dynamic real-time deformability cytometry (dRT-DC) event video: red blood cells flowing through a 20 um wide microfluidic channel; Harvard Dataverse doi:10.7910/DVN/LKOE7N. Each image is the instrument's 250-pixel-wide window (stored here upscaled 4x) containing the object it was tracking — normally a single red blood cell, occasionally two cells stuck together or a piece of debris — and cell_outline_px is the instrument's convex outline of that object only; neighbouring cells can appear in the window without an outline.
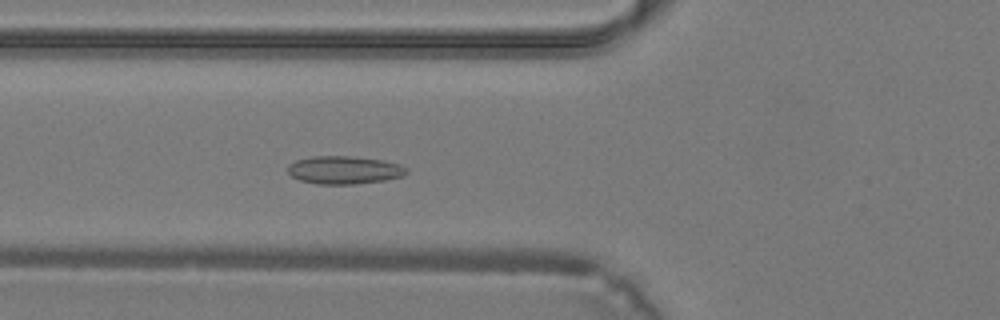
{"species": "common noctule bat (a hibernating species)", "species_latin": "Nyctalus noctula", "temperature_condition": "warm", "stored_images_in_passage": 39, "camera_frame_rate_fps": 3000, "um_per_image_px": 0.085, "animal": {"sex": "male", "body_mass_g": 19.2, "forearm_length_mm": 51.8}, "frame": {"image": 1, "passage_image": 14, "time_ms": 4.333, "image_size_px": [1000, 320], "cell_outline_px": [[408, 172], [404, 176], [384, 180], [356, 184], [320, 184], [300, 180], [292, 176], [288, 172], [288, 164], [296, 160], [312, 156], [352, 156], [380, 160], [400, 164], [408, 168]], "centroid_in_image_um": [29.27, 14.45], "position_along_channel_um": 96.5, "area_um2": 19.36}}
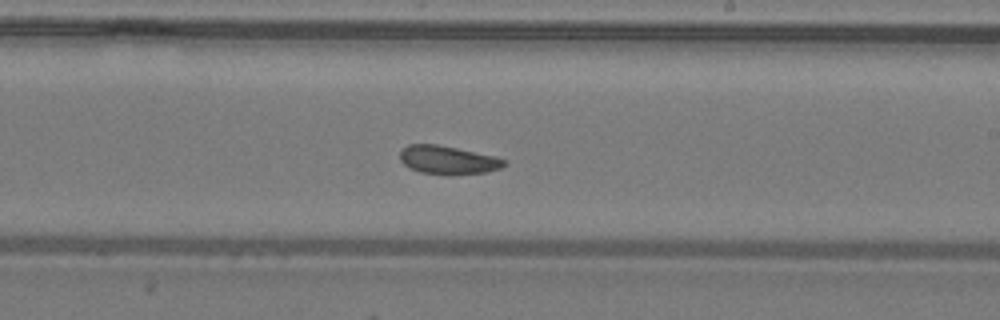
{"frame": {"image": 2, "passage_image": 23, "time_ms": 7.333, "image_size_px": [1000, 320], "cell_outline_px": [[508, 164], [500, 168], [484, 172], [448, 176], [420, 172], [408, 168], [400, 160], [400, 148], [408, 144], [436, 144], [496, 156], [504, 160]], "centroid_in_image_um": [38.03, 13.61], "position_along_channel_um": 251.0, "area_um2": 17.51}}
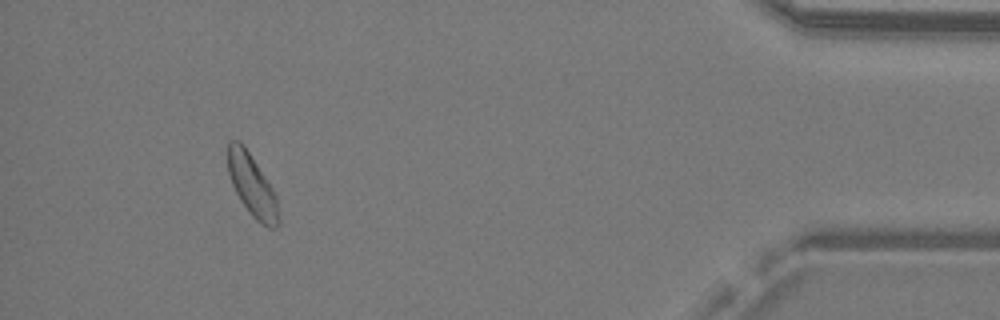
{"frame": {"image": 3, "passage_image": 36, "time_ms": 11.667, "image_size_px": [1000, 320], "cell_outline_px": [[280, 224], [276, 228], [268, 228], [260, 224], [252, 216], [240, 200], [232, 184], [228, 172], [228, 140], [240, 140], [244, 144], [272, 188], [276, 196], [280, 220]], "centroid_in_image_um": [21.43, 15.78], "position_along_channel_um": 413.8, "area_um2": 18.38}}